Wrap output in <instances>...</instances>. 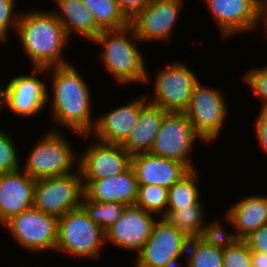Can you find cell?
I'll return each mask as SVG.
<instances>
[{"label": "cell", "instance_id": "obj_24", "mask_svg": "<svg viewBox=\"0 0 267 267\" xmlns=\"http://www.w3.org/2000/svg\"><path fill=\"white\" fill-rule=\"evenodd\" d=\"M199 200L195 205L188 208H180L179 210H167V214L163 217L170 224L174 225L189 239L200 236L205 224V207Z\"/></svg>", "mask_w": 267, "mask_h": 267}, {"label": "cell", "instance_id": "obj_18", "mask_svg": "<svg viewBox=\"0 0 267 267\" xmlns=\"http://www.w3.org/2000/svg\"><path fill=\"white\" fill-rule=\"evenodd\" d=\"M35 182L21 168L0 174V225L33 207Z\"/></svg>", "mask_w": 267, "mask_h": 267}, {"label": "cell", "instance_id": "obj_14", "mask_svg": "<svg viewBox=\"0 0 267 267\" xmlns=\"http://www.w3.org/2000/svg\"><path fill=\"white\" fill-rule=\"evenodd\" d=\"M91 141L79 153L78 168L82 180H100L121 174L131 166V155L121 144ZM93 143V144H92Z\"/></svg>", "mask_w": 267, "mask_h": 267}, {"label": "cell", "instance_id": "obj_16", "mask_svg": "<svg viewBox=\"0 0 267 267\" xmlns=\"http://www.w3.org/2000/svg\"><path fill=\"white\" fill-rule=\"evenodd\" d=\"M154 214L135 205L126 206L121 217L105 232V245L139 252L150 237L157 221Z\"/></svg>", "mask_w": 267, "mask_h": 267}, {"label": "cell", "instance_id": "obj_5", "mask_svg": "<svg viewBox=\"0 0 267 267\" xmlns=\"http://www.w3.org/2000/svg\"><path fill=\"white\" fill-rule=\"evenodd\" d=\"M105 244V232L94 223L82 207L67 212L58 219L56 251L76 258H98Z\"/></svg>", "mask_w": 267, "mask_h": 267}, {"label": "cell", "instance_id": "obj_27", "mask_svg": "<svg viewBox=\"0 0 267 267\" xmlns=\"http://www.w3.org/2000/svg\"><path fill=\"white\" fill-rule=\"evenodd\" d=\"M186 254L185 267H223V249L208 245L199 237L189 239Z\"/></svg>", "mask_w": 267, "mask_h": 267}, {"label": "cell", "instance_id": "obj_28", "mask_svg": "<svg viewBox=\"0 0 267 267\" xmlns=\"http://www.w3.org/2000/svg\"><path fill=\"white\" fill-rule=\"evenodd\" d=\"M81 207L88 217L106 232L121 217L126 205L117 202H94L83 195Z\"/></svg>", "mask_w": 267, "mask_h": 267}, {"label": "cell", "instance_id": "obj_22", "mask_svg": "<svg viewBox=\"0 0 267 267\" xmlns=\"http://www.w3.org/2000/svg\"><path fill=\"white\" fill-rule=\"evenodd\" d=\"M58 11L54 14L64 27L68 38L78 33L87 41H93L103 30L96 24L92 13L82 0H54Z\"/></svg>", "mask_w": 267, "mask_h": 267}, {"label": "cell", "instance_id": "obj_41", "mask_svg": "<svg viewBox=\"0 0 267 267\" xmlns=\"http://www.w3.org/2000/svg\"><path fill=\"white\" fill-rule=\"evenodd\" d=\"M0 103H2V86L0 85ZM1 106H0V111H1Z\"/></svg>", "mask_w": 267, "mask_h": 267}, {"label": "cell", "instance_id": "obj_25", "mask_svg": "<svg viewBox=\"0 0 267 267\" xmlns=\"http://www.w3.org/2000/svg\"><path fill=\"white\" fill-rule=\"evenodd\" d=\"M198 180L197 170L194 169L172 185L168 189L167 210H179L195 205L201 199Z\"/></svg>", "mask_w": 267, "mask_h": 267}, {"label": "cell", "instance_id": "obj_4", "mask_svg": "<svg viewBox=\"0 0 267 267\" xmlns=\"http://www.w3.org/2000/svg\"><path fill=\"white\" fill-rule=\"evenodd\" d=\"M54 127L37 140L21 167L35 180L64 176L74 172L72 168L78 167L79 154L61 131H57L56 125Z\"/></svg>", "mask_w": 267, "mask_h": 267}, {"label": "cell", "instance_id": "obj_8", "mask_svg": "<svg viewBox=\"0 0 267 267\" xmlns=\"http://www.w3.org/2000/svg\"><path fill=\"white\" fill-rule=\"evenodd\" d=\"M228 110L226 99L220 89L204 86L198 81L184 113L204 144L216 141L220 137Z\"/></svg>", "mask_w": 267, "mask_h": 267}, {"label": "cell", "instance_id": "obj_6", "mask_svg": "<svg viewBox=\"0 0 267 267\" xmlns=\"http://www.w3.org/2000/svg\"><path fill=\"white\" fill-rule=\"evenodd\" d=\"M84 185L79 168L74 172L35 182L33 207L38 211L61 218L81 207Z\"/></svg>", "mask_w": 267, "mask_h": 267}, {"label": "cell", "instance_id": "obj_35", "mask_svg": "<svg viewBox=\"0 0 267 267\" xmlns=\"http://www.w3.org/2000/svg\"><path fill=\"white\" fill-rule=\"evenodd\" d=\"M244 240L251 252L267 254V224L253 231Z\"/></svg>", "mask_w": 267, "mask_h": 267}, {"label": "cell", "instance_id": "obj_2", "mask_svg": "<svg viewBox=\"0 0 267 267\" xmlns=\"http://www.w3.org/2000/svg\"><path fill=\"white\" fill-rule=\"evenodd\" d=\"M16 34L33 67L50 68L70 63L62 54L69 38L52 9L20 12Z\"/></svg>", "mask_w": 267, "mask_h": 267}, {"label": "cell", "instance_id": "obj_3", "mask_svg": "<svg viewBox=\"0 0 267 267\" xmlns=\"http://www.w3.org/2000/svg\"><path fill=\"white\" fill-rule=\"evenodd\" d=\"M92 42L103 46L100 60L117 82L129 85L150 81L145 57L138 48L141 41L130 24L122 29L103 30Z\"/></svg>", "mask_w": 267, "mask_h": 267}, {"label": "cell", "instance_id": "obj_32", "mask_svg": "<svg viewBox=\"0 0 267 267\" xmlns=\"http://www.w3.org/2000/svg\"><path fill=\"white\" fill-rule=\"evenodd\" d=\"M223 267H252L251 251L245 240L239 239L223 249Z\"/></svg>", "mask_w": 267, "mask_h": 267}, {"label": "cell", "instance_id": "obj_9", "mask_svg": "<svg viewBox=\"0 0 267 267\" xmlns=\"http://www.w3.org/2000/svg\"><path fill=\"white\" fill-rule=\"evenodd\" d=\"M196 140L203 139L195 132L185 113L168 112L162 121L151 154L183 163L189 170H194L191 155Z\"/></svg>", "mask_w": 267, "mask_h": 267}, {"label": "cell", "instance_id": "obj_20", "mask_svg": "<svg viewBox=\"0 0 267 267\" xmlns=\"http://www.w3.org/2000/svg\"><path fill=\"white\" fill-rule=\"evenodd\" d=\"M83 185L84 195L94 202H117L133 206L137 200L138 183L132 166L114 177L83 180Z\"/></svg>", "mask_w": 267, "mask_h": 267}, {"label": "cell", "instance_id": "obj_39", "mask_svg": "<svg viewBox=\"0 0 267 267\" xmlns=\"http://www.w3.org/2000/svg\"><path fill=\"white\" fill-rule=\"evenodd\" d=\"M261 4V24L267 29V0H260Z\"/></svg>", "mask_w": 267, "mask_h": 267}, {"label": "cell", "instance_id": "obj_23", "mask_svg": "<svg viewBox=\"0 0 267 267\" xmlns=\"http://www.w3.org/2000/svg\"><path fill=\"white\" fill-rule=\"evenodd\" d=\"M167 113L162 107L148 103L141 110L138 122L121 146L131 156L149 152Z\"/></svg>", "mask_w": 267, "mask_h": 267}, {"label": "cell", "instance_id": "obj_26", "mask_svg": "<svg viewBox=\"0 0 267 267\" xmlns=\"http://www.w3.org/2000/svg\"><path fill=\"white\" fill-rule=\"evenodd\" d=\"M82 2L102 30L122 29L130 24L120 11L116 0H82Z\"/></svg>", "mask_w": 267, "mask_h": 267}, {"label": "cell", "instance_id": "obj_12", "mask_svg": "<svg viewBox=\"0 0 267 267\" xmlns=\"http://www.w3.org/2000/svg\"><path fill=\"white\" fill-rule=\"evenodd\" d=\"M188 241L189 238L165 218H157L150 237L135 256V267H167L181 261Z\"/></svg>", "mask_w": 267, "mask_h": 267}, {"label": "cell", "instance_id": "obj_37", "mask_svg": "<svg viewBox=\"0 0 267 267\" xmlns=\"http://www.w3.org/2000/svg\"><path fill=\"white\" fill-rule=\"evenodd\" d=\"M254 123V132L259 145L267 153V110L261 109Z\"/></svg>", "mask_w": 267, "mask_h": 267}, {"label": "cell", "instance_id": "obj_33", "mask_svg": "<svg viewBox=\"0 0 267 267\" xmlns=\"http://www.w3.org/2000/svg\"><path fill=\"white\" fill-rule=\"evenodd\" d=\"M245 83L249 86L252 95L257 96L262 102V108L267 110V66L251 68L246 74H243Z\"/></svg>", "mask_w": 267, "mask_h": 267}, {"label": "cell", "instance_id": "obj_10", "mask_svg": "<svg viewBox=\"0 0 267 267\" xmlns=\"http://www.w3.org/2000/svg\"><path fill=\"white\" fill-rule=\"evenodd\" d=\"M3 227L21 247L38 253L56 250L58 239V218L44 214L32 207L13 216Z\"/></svg>", "mask_w": 267, "mask_h": 267}, {"label": "cell", "instance_id": "obj_30", "mask_svg": "<svg viewBox=\"0 0 267 267\" xmlns=\"http://www.w3.org/2000/svg\"><path fill=\"white\" fill-rule=\"evenodd\" d=\"M19 150L9 132L0 129V174L16 171L21 168Z\"/></svg>", "mask_w": 267, "mask_h": 267}, {"label": "cell", "instance_id": "obj_40", "mask_svg": "<svg viewBox=\"0 0 267 267\" xmlns=\"http://www.w3.org/2000/svg\"><path fill=\"white\" fill-rule=\"evenodd\" d=\"M180 261H177V262H174L172 264H169L167 267H178V264H179ZM180 267V265H179Z\"/></svg>", "mask_w": 267, "mask_h": 267}, {"label": "cell", "instance_id": "obj_1", "mask_svg": "<svg viewBox=\"0 0 267 267\" xmlns=\"http://www.w3.org/2000/svg\"><path fill=\"white\" fill-rule=\"evenodd\" d=\"M48 73L52 75L53 90V97L49 96V89L47 97L52 103L51 120H55L56 125L69 128L77 136L89 135L97 117L91 116L92 94L85 77L71 63L50 67Z\"/></svg>", "mask_w": 267, "mask_h": 267}, {"label": "cell", "instance_id": "obj_11", "mask_svg": "<svg viewBox=\"0 0 267 267\" xmlns=\"http://www.w3.org/2000/svg\"><path fill=\"white\" fill-rule=\"evenodd\" d=\"M47 72L48 68L34 67L32 74L13 77L2 87L1 108H6L14 115L23 118H31L43 111L50 103L47 98L48 87L37 74L46 75Z\"/></svg>", "mask_w": 267, "mask_h": 267}, {"label": "cell", "instance_id": "obj_7", "mask_svg": "<svg viewBox=\"0 0 267 267\" xmlns=\"http://www.w3.org/2000/svg\"><path fill=\"white\" fill-rule=\"evenodd\" d=\"M154 79V95L145 94L148 102L167 112L184 113L199 81L194 72L183 62H172L159 69Z\"/></svg>", "mask_w": 267, "mask_h": 267}, {"label": "cell", "instance_id": "obj_34", "mask_svg": "<svg viewBox=\"0 0 267 267\" xmlns=\"http://www.w3.org/2000/svg\"><path fill=\"white\" fill-rule=\"evenodd\" d=\"M16 0H0V43L8 41L9 31L16 33L20 12L16 13Z\"/></svg>", "mask_w": 267, "mask_h": 267}, {"label": "cell", "instance_id": "obj_15", "mask_svg": "<svg viewBox=\"0 0 267 267\" xmlns=\"http://www.w3.org/2000/svg\"><path fill=\"white\" fill-rule=\"evenodd\" d=\"M211 13L220 35H232L254 31L261 22L260 0H203Z\"/></svg>", "mask_w": 267, "mask_h": 267}, {"label": "cell", "instance_id": "obj_17", "mask_svg": "<svg viewBox=\"0 0 267 267\" xmlns=\"http://www.w3.org/2000/svg\"><path fill=\"white\" fill-rule=\"evenodd\" d=\"M145 94L125 105L111 109L103 115L96 116V124L89 135H82V138L92 136L97 141L108 144H122L135 124L138 122L141 110L148 104Z\"/></svg>", "mask_w": 267, "mask_h": 267}, {"label": "cell", "instance_id": "obj_31", "mask_svg": "<svg viewBox=\"0 0 267 267\" xmlns=\"http://www.w3.org/2000/svg\"><path fill=\"white\" fill-rule=\"evenodd\" d=\"M199 238L206 244L221 249H226L239 240L235 232H227L224 226L216 220L208 223L203 228Z\"/></svg>", "mask_w": 267, "mask_h": 267}, {"label": "cell", "instance_id": "obj_21", "mask_svg": "<svg viewBox=\"0 0 267 267\" xmlns=\"http://www.w3.org/2000/svg\"><path fill=\"white\" fill-rule=\"evenodd\" d=\"M225 212V221L234 227L238 239L244 240L253 231L267 224V196L248 195Z\"/></svg>", "mask_w": 267, "mask_h": 267}, {"label": "cell", "instance_id": "obj_19", "mask_svg": "<svg viewBox=\"0 0 267 267\" xmlns=\"http://www.w3.org/2000/svg\"><path fill=\"white\" fill-rule=\"evenodd\" d=\"M133 167L138 185H156L169 189L190 170L181 162L151 154L132 155Z\"/></svg>", "mask_w": 267, "mask_h": 267}, {"label": "cell", "instance_id": "obj_29", "mask_svg": "<svg viewBox=\"0 0 267 267\" xmlns=\"http://www.w3.org/2000/svg\"><path fill=\"white\" fill-rule=\"evenodd\" d=\"M135 206L152 214H167L168 189L156 185H138L137 200Z\"/></svg>", "mask_w": 267, "mask_h": 267}, {"label": "cell", "instance_id": "obj_13", "mask_svg": "<svg viewBox=\"0 0 267 267\" xmlns=\"http://www.w3.org/2000/svg\"><path fill=\"white\" fill-rule=\"evenodd\" d=\"M184 0H151L130 25L141 42H167L173 35Z\"/></svg>", "mask_w": 267, "mask_h": 267}, {"label": "cell", "instance_id": "obj_36", "mask_svg": "<svg viewBox=\"0 0 267 267\" xmlns=\"http://www.w3.org/2000/svg\"><path fill=\"white\" fill-rule=\"evenodd\" d=\"M150 1L151 0H116V3L122 14L130 22L145 9Z\"/></svg>", "mask_w": 267, "mask_h": 267}, {"label": "cell", "instance_id": "obj_38", "mask_svg": "<svg viewBox=\"0 0 267 267\" xmlns=\"http://www.w3.org/2000/svg\"><path fill=\"white\" fill-rule=\"evenodd\" d=\"M252 267H267V254L251 252Z\"/></svg>", "mask_w": 267, "mask_h": 267}]
</instances>
